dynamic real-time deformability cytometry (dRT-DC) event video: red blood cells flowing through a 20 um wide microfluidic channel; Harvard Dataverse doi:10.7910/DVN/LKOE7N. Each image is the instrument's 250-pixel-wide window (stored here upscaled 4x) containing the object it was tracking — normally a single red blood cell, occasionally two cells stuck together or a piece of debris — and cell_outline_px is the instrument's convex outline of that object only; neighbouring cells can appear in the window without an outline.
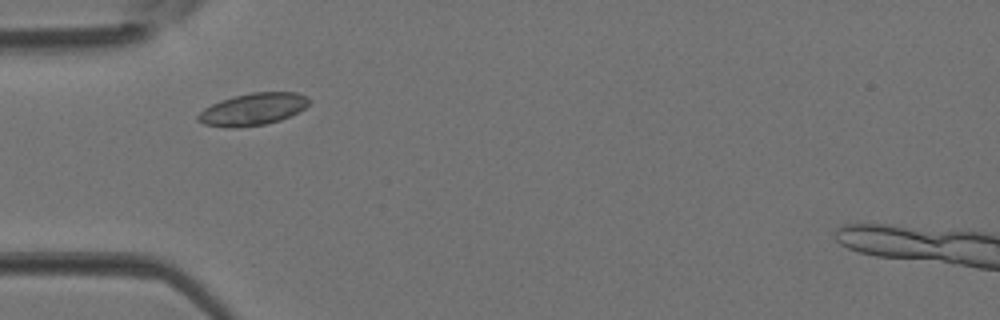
{"species": "Egyptian fruit bat (a non-hibernating species)", "species_latin": "Rousettus aegyptiacus", "temperature_condition": "room temperature", "stored_images_in_passage": 3, "camera_frame_rate_fps": 3000, "um_per_image_px": 0.085, "animal": {"sex": "female"}, "frame": {"image": 1, "passage_image": 2, "time_ms": 0.333, "image_size_px": [1000, 320], "cell_outline_px": [[312, 100], [300, 112], [280, 120], [264, 124], [236, 128], [228, 128], [204, 124], [196, 120], [196, 116], [204, 108], [220, 100], [232, 96], [252, 92], [296, 92], [308, 96]], "centroid_in_image_um": [21.5, 9.28], "position_along_channel_um": 63.5, "area_um2": 21.04}}
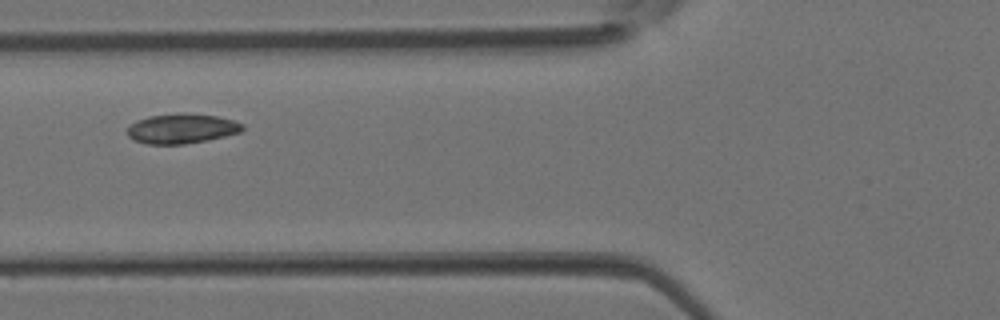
{"frame": {"image": 2, "passage_image": 3, "time_ms": 0.667, "image_size_px": [1000, 320], "cell_outline_px": [[244, 128], [240, 132], [208, 140], [184, 144], [144, 144], [132, 140], [128, 136], [128, 124], [136, 120], [148, 116], [180, 112], [216, 116], [232, 120], [244, 124]], "centroid_in_image_um": [15.39, 10.93], "position_along_channel_um": 110.4, "area_um2": 20.23}}